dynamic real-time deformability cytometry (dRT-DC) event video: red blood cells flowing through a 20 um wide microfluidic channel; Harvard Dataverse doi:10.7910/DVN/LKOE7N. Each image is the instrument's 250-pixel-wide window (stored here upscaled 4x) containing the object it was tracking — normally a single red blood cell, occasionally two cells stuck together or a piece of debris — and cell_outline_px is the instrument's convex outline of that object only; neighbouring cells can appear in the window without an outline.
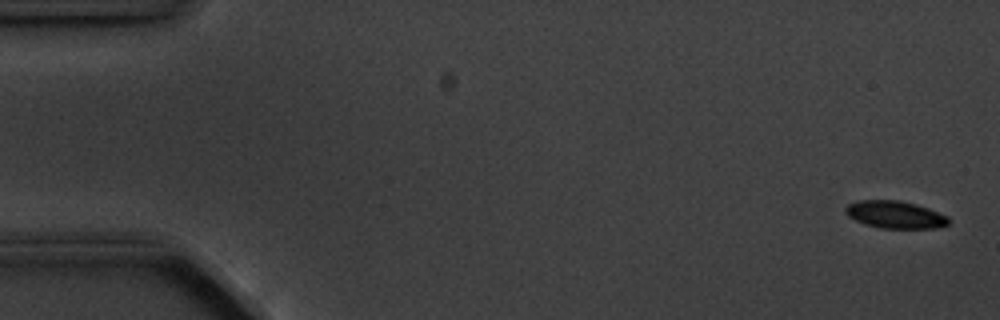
{"species": "common noctule bat (a hibernating species)", "species_latin": "Nyctalus noctula", "temperature_condition": "cold", "stored_images_in_passage": 3, "camera_frame_rate_fps": 3000, "um_per_image_px": 0.085, "animal": {"sex": "male", "body_mass_g": 20.1, "forearm_length_mm": 53.5}, "frame": {"image": 1, "passage_image": 3, "time_ms": 3.333, "image_size_px": [1000, 320], "cell_outline_px": [[948, 224], [936, 228], [880, 228], [864, 224], [848, 216], [844, 212], [844, 208], [848, 204], [860, 200], [900, 200], [916, 204], [928, 208], [948, 216]], "centroid_in_image_um": [76.06, 18.24], "position_along_channel_um": 8.9, "area_um2": 16.47}}